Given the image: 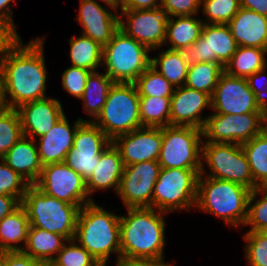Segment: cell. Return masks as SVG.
Wrapping results in <instances>:
<instances>
[{
	"mask_svg": "<svg viewBox=\"0 0 267 266\" xmlns=\"http://www.w3.org/2000/svg\"><path fill=\"white\" fill-rule=\"evenodd\" d=\"M44 39L27 45L19 37L0 59L1 106L16 109L20 105L46 98L47 70L43 55ZM11 100H8V96Z\"/></svg>",
	"mask_w": 267,
	"mask_h": 266,
	"instance_id": "6da1fadb",
	"label": "cell"
},
{
	"mask_svg": "<svg viewBox=\"0 0 267 266\" xmlns=\"http://www.w3.org/2000/svg\"><path fill=\"white\" fill-rule=\"evenodd\" d=\"M120 216L121 256L163 260L165 221L151 207L127 208Z\"/></svg>",
	"mask_w": 267,
	"mask_h": 266,
	"instance_id": "7a4b0ae2",
	"label": "cell"
},
{
	"mask_svg": "<svg viewBox=\"0 0 267 266\" xmlns=\"http://www.w3.org/2000/svg\"><path fill=\"white\" fill-rule=\"evenodd\" d=\"M74 239L98 263H107L110 253L121 256L120 216L107 212L94 201L86 204L78 212Z\"/></svg>",
	"mask_w": 267,
	"mask_h": 266,
	"instance_id": "3957f363",
	"label": "cell"
},
{
	"mask_svg": "<svg viewBox=\"0 0 267 266\" xmlns=\"http://www.w3.org/2000/svg\"><path fill=\"white\" fill-rule=\"evenodd\" d=\"M204 167L197 180L196 207L222 218L228 225L239 227L247 219L251 189L227 180L204 176Z\"/></svg>",
	"mask_w": 267,
	"mask_h": 266,
	"instance_id": "277c9868",
	"label": "cell"
},
{
	"mask_svg": "<svg viewBox=\"0 0 267 266\" xmlns=\"http://www.w3.org/2000/svg\"><path fill=\"white\" fill-rule=\"evenodd\" d=\"M21 205L25 208L30 227H36L74 239L80 208L77 205L58 200L44 194L34 184L23 196Z\"/></svg>",
	"mask_w": 267,
	"mask_h": 266,
	"instance_id": "5b68a950",
	"label": "cell"
},
{
	"mask_svg": "<svg viewBox=\"0 0 267 266\" xmlns=\"http://www.w3.org/2000/svg\"><path fill=\"white\" fill-rule=\"evenodd\" d=\"M139 98L134 83L114 82L101 113L93 122L111 141L119 135L143 127L139 114Z\"/></svg>",
	"mask_w": 267,
	"mask_h": 266,
	"instance_id": "8992f818",
	"label": "cell"
},
{
	"mask_svg": "<svg viewBox=\"0 0 267 266\" xmlns=\"http://www.w3.org/2000/svg\"><path fill=\"white\" fill-rule=\"evenodd\" d=\"M149 51L147 46L118 29L103 47L102 63L106 65V74L114 82L134 83L151 65Z\"/></svg>",
	"mask_w": 267,
	"mask_h": 266,
	"instance_id": "52a82bcc",
	"label": "cell"
},
{
	"mask_svg": "<svg viewBox=\"0 0 267 266\" xmlns=\"http://www.w3.org/2000/svg\"><path fill=\"white\" fill-rule=\"evenodd\" d=\"M201 171L161 168L153 188L152 208L167 214L173 210L189 209L196 205L197 180Z\"/></svg>",
	"mask_w": 267,
	"mask_h": 266,
	"instance_id": "ba28073f",
	"label": "cell"
},
{
	"mask_svg": "<svg viewBox=\"0 0 267 266\" xmlns=\"http://www.w3.org/2000/svg\"><path fill=\"white\" fill-rule=\"evenodd\" d=\"M201 136L202 130L192 126L162 127L161 168L202 170Z\"/></svg>",
	"mask_w": 267,
	"mask_h": 266,
	"instance_id": "9c48e42d",
	"label": "cell"
},
{
	"mask_svg": "<svg viewBox=\"0 0 267 266\" xmlns=\"http://www.w3.org/2000/svg\"><path fill=\"white\" fill-rule=\"evenodd\" d=\"M202 156L210 168L207 177L235 182L251 190L258 188L241 144L204 142Z\"/></svg>",
	"mask_w": 267,
	"mask_h": 266,
	"instance_id": "30bf717a",
	"label": "cell"
},
{
	"mask_svg": "<svg viewBox=\"0 0 267 266\" xmlns=\"http://www.w3.org/2000/svg\"><path fill=\"white\" fill-rule=\"evenodd\" d=\"M212 114L202 129L206 142L242 144L267 127V113Z\"/></svg>",
	"mask_w": 267,
	"mask_h": 266,
	"instance_id": "8fae6325",
	"label": "cell"
},
{
	"mask_svg": "<svg viewBox=\"0 0 267 266\" xmlns=\"http://www.w3.org/2000/svg\"><path fill=\"white\" fill-rule=\"evenodd\" d=\"M111 142L93 121H83L77 127L73 147L64 162L87 181L99 163L100 154Z\"/></svg>",
	"mask_w": 267,
	"mask_h": 266,
	"instance_id": "7c38bea8",
	"label": "cell"
},
{
	"mask_svg": "<svg viewBox=\"0 0 267 266\" xmlns=\"http://www.w3.org/2000/svg\"><path fill=\"white\" fill-rule=\"evenodd\" d=\"M34 185L44 194L79 208L93 202L88 198L86 181L65 162L44 165Z\"/></svg>",
	"mask_w": 267,
	"mask_h": 266,
	"instance_id": "4fadbf2b",
	"label": "cell"
},
{
	"mask_svg": "<svg viewBox=\"0 0 267 266\" xmlns=\"http://www.w3.org/2000/svg\"><path fill=\"white\" fill-rule=\"evenodd\" d=\"M237 47L227 24L205 23L198 40L184 48L182 52L189 65L211 62L225 66L236 52Z\"/></svg>",
	"mask_w": 267,
	"mask_h": 266,
	"instance_id": "5bb4252c",
	"label": "cell"
},
{
	"mask_svg": "<svg viewBox=\"0 0 267 266\" xmlns=\"http://www.w3.org/2000/svg\"><path fill=\"white\" fill-rule=\"evenodd\" d=\"M210 108L218 114L267 113L249 88L246 78L233 77L225 72L211 96Z\"/></svg>",
	"mask_w": 267,
	"mask_h": 266,
	"instance_id": "9a60e30c",
	"label": "cell"
},
{
	"mask_svg": "<svg viewBox=\"0 0 267 266\" xmlns=\"http://www.w3.org/2000/svg\"><path fill=\"white\" fill-rule=\"evenodd\" d=\"M160 170L158 161H144L124 166L117 193L127 208H152L153 188Z\"/></svg>",
	"mask_w": 267,
	"mask_h": 266,
	"instance_id": "2e32d148",
	"label": "cell"
},
{
	"mask_svg": "<svg viewBox=\"0 0 267 266\" xmlns=\"http://www.w3.org/2000/svg\"><path fill=\"white\" fill-rule=\"evenodd\" d=\"M127 22L119 19V29L150 50L165 44L168 15L159 8L122 10ZM126 23V24H125Z\"/></svg>",
	"mask_w": 267,
	"mask_h": 266,
	"instance_id": "e0dca14e",
	"label": "cell"
},
{
	"mask_svg": "<svg viewBox=\"0 0 267 266\" xmlns=\"http://www.w3.org/2000/svg\"><path fill=\"white\" fill-rule=\"evenodd\" d=\"M112 143L124 166L144 161H158L162 145V127L143 126L117 136Z\"/></svg>",
	"mask_w": 267,
	"mask_h": 266,
	"instance_id": "ac0fdd59",
	"label": "cell"
},
{
	"mask_svg": "<svg viewBox=\"0 0 267 266\" xmlns=\"http://www.w3.org/2000/svg\"><path fill=\"white\" fill-rule=\"evenodd\" d=\"M16 110L20 117L22 134L34 140L49 132L64 115L61 103L47 97L24 103Z\"/></svg>",
	"mask_w": 267,
	"mask_h": 266,
	"instance_id": "d6986e66",
	"label": "cell"
},
{
	"mask_svg": "<svg viewBox=\"0 0 267 266\" xmlns=\"http://www.w3.org/2000/svg\"><path fill=\"white\" fill-rule=\"evenodd\" d=\"M211 107V96L187 86L174 89L171 97L170 126H192L203 129L206 118L200 113Z\"/></svg>",
	"mask_w": 267,
	"mask_h": 266,
	"instance_id": "ffe728a7",
	"label": "cell"
},
{
	"mask_svg": "<svg viewBox=\"0 0 267 266\" xmlns=\"http://www.w3.org/2000/svg\"><path fill=\"white\" fill-rule=\"evenodd\" d=\"M120 17L102 7L96 0H81L77 20L83 26L82 34L104 47L119 29Z\"/></svg>",
	"mask_w": 267,
	"mask_h": 266,
	"instance_id": "44dd1931",
	"label": "cell"
},
{
	"mask_svg": "<svg viewBox=\"0 0 267 266\" xmlns=\"http://www.w3.org/2000/svg\"><path fill=\"white\" fill-rule=\"evenodd\" d=\"M85 120L79 118L71 130L65 114L46 134L40 137L38 154L42 165L64 162L73 147L77 127Z\"/></svg>",
	"mask_w": 267,
	"mask_h": 266,
	"instance_id": "7402d4cb",
	"label": "cell"
},
{
	"mask_svg": "<svg viewBox=\"0 0 267 266\" xmlns=\"http://www.w3.org/2000/svg\"><path fill=\"white\" fill-rule=\"evenodd\" d=\"M238 46L267 49V17L240 7L227 24Z\"/></svg>",
	"mask_w": 267,
	"mask_h": 266,
	"instance_id": "603a6c76",
	"label": "cell"
},
{
	"mask_svg": "<svg viewBox=\"0 0 267 266\" xmlns=\"http://www.w3.org/2000/svg\"><path fill=\"white\" fill-rule=\"evenodd\" d=\"M34 143L38 142L32 138L29 141L27 136L23 135L2 158L12 170L19 173L31 185L38 181L43 168Z\"/></svg>",
	"mask_w": 267,
	"mask_h": 266,
	"instance_id": "cb8c5ba5",
	"label": "cell"
},
{
	"mask_svg": "<svg viewBox=\"0 0 267 266\" xmlns=\"http://www.w3.org/2000/svg\"><path fill=\"white\" fill-rule=\"evenodd\" d=\"M124 164L118 149L111 142L100 154L97 167L90 178L86 181L88 195L96 189L116 188L118 192L120 181L123 175Z\"/></svg>",
	"mask_w": 267,
	"mask_h": 266,
	"instance_id": "d4e9b609",
	"label": "cell"
},
{
	"mask_svg": "<svg viewBox=\"0 0 267 266\" xmlns=\"http://www.w3.org/2000/svg\"><path fill=\"white\" fill-rule=\"evenodd\" d=\"M68 240L57 233L49 232L36 227H29L27 240L22 252L36 260L50 262L54 260L53 254L59 253L63 248L64 242Z\"/></svg>",
	"mask_w": 267,
	"mask_h": 266,
	"instance_id": "484cf974",
	"label": "cell"
},
{
	"mask_svg": "<svg viewBox=\"0 0 267 266\" xmlns=\"http://www.w3.org/2000/svg\"><path fill=\"white\" fill-rule=\"evenodd\" d=\"M29 227L28 215L22 205L6 215L0 221V251H22L23 248L17 243L24 242L25 246Z\"/></svg>",
	"mask_w": 267,
	"mask_h": 266,
	"instance_id": "4316f807",
	"label": "cell"
},
{
	"mask_svg": "<svg viewBox=\"0 0 267 266\" xmlns=\"http://www.w3.org/2000/svg\"><path fill=\"white\" fill-rule=\"evenodd\" d=\"M206 21H201L192 16L169 17L167 22L165 43L169 41L172 50H183L194 44L201 36Z\"/></svg>",
	"mask_w": 267,
	"mask_h": 266,
	"instance_id": "83f0119b",
	"label": "cell"
},
{
	"mask_svg": "<svg viewBox=\"0 0 267 266\" xmlns=\"http://www.w3.org/2000/svg\"><path fill=\"white\" fill-rule=\"evenodd\" d=\"M265 53L267 49L238 46L232 58L224 66V72L233 77L247 79L258 70L266 68Z\"/></svg>",
	"mask_w": 267,
	"mask_h": 266,
	"instance_id": "f1b7e54d",
	"label": "cell"
},
{
	"mask_svg": "<svg viewBox=\"0 0 267 266\" xmlns=\"http://www.w3.org/2000/svg\"><path fill=\"white\" fill-rule=\"evenodd\" d=\"M241 146L250 165L254 183L258 187H267V127Z\"/></svg>",
	"mask_w": 267,
	"mask_h": 266,
	"instance_id": "f546056e",
	"label": "cell"
},
{
	"mask_svg": "<svg viewBox=\"0 0 267 266\" xmlns=\"http://www.w3.org/2000/svg\"><path fill=\"white\" fill-rule=\"evenodd\" d=\"M113 84L114 81L106 73L99 74L96 71H92L88 75L81 100L84 101V110L93 117L89 121H94L101 113Z\"/></svg>",
	"mask_w": 267,
	"mask_h": 266,
	"instance_id": "4dcf8cb0",
	"label": "cell"
},
{
	"mask_svg": "<svg viewBox=\"0 0 267 266\" xmlns=\"http://www.w3.org/2000/svg\"><path fill=\"white\" fill-rule=\"evenodd\" d=\"M151 66L172 84V86H184L189 64L186 62L182 50L167 49L160 53L158 58H151ZM158 66L160 70H158Z\"/></svg>",
	"mask_w": 267,
	"mask_h": 266,
	"instance_id": "1f68e13d",
	"label": "cell"
},
{
	"mask_svg": "<svg viewBox=\"0 0 267 266\" xmlns=\"http://www.w3.org/2000/svg\"><path fill=\"white\" fill-rule=\"evenodd\" d=\"M69 42L72 66L96 71L102 63L103 47L83 34L77 38H70Z\"/></svg>",
	"mask_w": 267,
	"mask_h": 266,
	"instance_id": "d6a6232c",
	"label": "cell"
},
{
	"mask_svg": "<svg viewBox=\"0 0 267 266\" xmlns=\"http://www.w3.org/2000/svg\"><path fill=\"white\" fill-rule=\"evenodd\" d=\"M224 66L219 63L200 62L190 64L184 86L212 96Z\"/></svg>",
	"mask_w": 267,
	"mask_h": 266,
	"instance_id": "836d02e7",
	"label": "cell"
},
{
	"mask_svg": "<svg viewBox=\"0 0 267 266\" xmlns=\"http://www.w3.org/2000/svg\"><path fill=\"white\" fill-rule=\"evenodd\" d=\"M171 98L140 97L139 114L142 126H170Z\"/></svg>",
	"mask_w": 267,
	"mask_h": 266,
	"instance_id": "e575fe53",
	"label": "cell"
},
{
	"mask_svg": "<svg viewBox=\"0 0 267 266\" xmlns=\"http://www.w3.org/2000/svg\"><path fill=\"white\" fill-rule=\"evenodd\" d=\"M134 84L139 97L171 98L174 92V86L151 65L136 79Z\"/></svg>",
	"mask_w": 267,
	"mask_h": 266,
	"instance_id": "d590c367",
	"label": "cell"
},
{
	"mask_svg": "<svg viewBox=\"0 0 267 266\" xmlns=\"http://www.w3.org/2000/svg\"><path fill=\"white\" fill-rule=\"evenodd\" d=\"M22 136L18 111L0 106V159Z\"/></svg>",
	"mask_w": 267,
	"mask_h": 266,
	"instance_id": "8d00e7d4",
	"label": "cell"
},
{
	"mask_svg": "<svg viewBox=\"0 0 267 266\" xmlns=\"http://www.w3.org/2000/svg\"><path fill=\"white\" fill-rule=\"evenodd\" d=\"M208 24H228L240 9L239 0H201Z\"/></svg>",
	"mask_w": 267,
	"mask_h": 266,
	"instance_id": "74e56055",
	"label": "cell"
},
{
	"mask_svg": "<svg viewBox=\"0 0 267 266\" xmlns=\"http://www.w3.org/2000/svg\"><path fill=\"white\" fill-rule=\"evenodd\" d=\"M31 184L0 159V195L14 196L22 202Z\"/></svg>",
	"mask_w": 267,
	"mask_h": 266,
	"instance_id": "f35d334b",
	"label": "cell"
},
{
	"mask_svg": "<svg viewBox=\"0 0 267 266\" xmlns=\"http://www.w3.org/2000/svg\"><path fill=\"white\" fill-rule=\"evenodd\" d=\"M75 241L77 242L75 239L69 240V246L64 244L53 261L59 266H96L98 262L94 257Z\"/></svg>",
	"mask_w": 267,
	"mask_h": 266,
	"instance_id": "ab89813d",
	"label": "cell"
},
{
	"mask_svg": "<svg viewBox=\"0 0 267 266\" xmlns=\"http://www.w3.org/2000/svg\"><path fill=\"white\" fill-rule=\"evenodd\" d=\"M263 198L258 199L253 205L256 196L261 193ZM244 225H251L252 228L247 232H258L267 226V187H258L251 191L248 200L247 219Z\"/></svg>",
	"mask_w": 267,
	"mask_h": 266,
	"instance_id": "60d3db41",
	"label": "cell"
},
{
	"mask_svg": "<svg viewBox=\"0 0 267 266\" xmlns=\"http://www.w3.org/2000/svg\"><path fill=\"white\" fill-rule=\"evenodd\" d=\"M246 258L250 266H267V238L258 232H247L244 235Z\"/></svg>",
	"mask_w": 267,
	"mask_h": 266,
	"instance_id": "b9f144b4",
	"label": "cell"
},
{
	"mask_svg": "<svg viewBox=\"0 0 267 266\" xmlns=\"http://www.w3.org/2000/svg\"><path fill=\"white\" fill-rule=\"evenodd\" d=\"M91 71L84 68L70 66L62 74L63 88L71 95L81 99L84 93L86 80Z\"/></svg>",
	"mask_w": 267,
	"mask_h": 266,
	"instance_id": "7bdbcfd3",
	"label": "cell"
},
{
	"mask_svg": "<svg viewBox=\"0 0 267 266\" xmlns=\"http://www.w3.org/2000/svg\"><path fill=\"white\" fill-rule=\"evenodd\" d=\"M201 0H161L160 7L168 17L196 16Z\"/></svg>",
	"mask_w": 267,
	"mask_h": 266,
	"instance_id": "ee69618b",
	"label": "cell"
},
{
	"mask_svg": "<svg viewBox=\"0 0 267 266\" xmlns=\"http://www.w3.org/2000/svg\"><path fill=\"white\" fill-rule=\"evenodd\" d=\"M6 266H46V262L36 260L22 251L6 252Z\"/></svg>",
	"mask_w": 267,
	"mask_h": 266,
	"instance_id": "f6af8a7d",
	"label": "cell"
},
{
	"mask_svg": "<svg viewBox=\"0 0 267 266\" xmlns=\"http://www.w3.org/2000/svg\"><path fill=\"white\" fill-rule=\"evenodd\" d=\"M266 68H263L261 70H258L257 72L253 73L247 78L249 88L251 91L255 94L256 99L260 102V104L267 109V102H266V94H267V79L266 82L261 84L262 87L261 90L257 87V80L259 78H262L263 72ZM267 77V75H266Z\"/></svg>",
	"mask_w": 267,
	"mask_h": 266,
	"instance_id": "bcb514c9",
	"label": "cell"
},
{
	"mask_svg": "<svg viewBox=\"0 0 267 266\" xmlns=\"http://www.w3.org/2000/svg\"><path fill=\"white\" fill-rule=\"evenodd\" d=\"M116 266H171L172 264L164 263L163 260L154 258H139L118 256Z\"/></svg>",
	"mask_w": 267,
	"mask_h": 266,
	"instance_id": "7dc6e473",
	"label": "cell"
},
{
	"mask_svg": "<svg viewBox=\"0 0 267 266\" xmlns=\"http://www.w3.org/2000/svg\"><path fill=\"white\" fill-rule=\"evenodd\" d=\"M18 38L19 35H17L9 26L0 22V59Z\"/></svg>",
	"mask_w": 267,
	"mask_h": 266,
	"instance_id": "c3c4849f",
	"label": "cell"
},
{
	"mask_svg": "<svg viewBox=\"0 0 267 266\" xmlns=\"http://www.w3.org/2000/svg\"><path fill=\"white\" fill-rule=\"evenodd\" d=\"M21 205V202L14 196L0 195V221L11 214Z\"/></svg>",
	"mask_w": 267,
	"mask_h": 266,
	"instance_id": "681fc988",
	"label": "cell"
},
{
	"mask_svg": "<svg viewBox=\"0 0 267 266\" xmlns=\"http://www.w3.org/2000/svg\"><path fill=\"white\" fill-rule=\"evenodd\" d=\"M161 2V0H159ZM157 0H129L121 10H141L159 8Z\"/></svg>",
	"mask_w": 267,
	"mask_h": 266,
	"instance_id": "f907efd6",
	"label": "cell"
},
{
	"mask_svg": "<svg viewBox=\"0 0 267 266\" xmlns=\"http://www.w3.org/2000/svg\"><path fill=\"white\" fill-rule=\"evenodd\" d=\"M240 7L267 17V0H239Z\"/></svg>",
	"mask_w": 267,
	"mask_h": 266,
	"instance_id": "816d5d0a",
	"label": "cell"
},
{
	"mask_svg": "<svg viewBox=\"0 0 267 266\" xmlns=\"http://www.w3.org/2000/svg\"><path fill=\"white\" fill-rule=\"evenodd\" d=\"M11 1L14 0H0V22L9 26L18 35L12 20L11 7L9 6Z\"/></svg>",
	"mask_w": 267,
	"mask_h": 266,
	"instance_id": "f5cc1de1",
	"label": "cell"
},
{
	"mask_svg": "<svg viewBox=\"0 0 267 266\" xmlns=\"http://www.w3.org/2000/svg\"><path fill=\"white\" fill-rule=\"evenodd\" d=\"M0 266H6V252L0 251Z\"/></svg>",
	"mask_w": 267,
	"mask_h": 266,
	"instance_id": "db71d44e",
	"label": "cell"
},
{
	"mask_svg": "<svg viewBox=\"0 0 267 266\" xmlns=\"http://www.w3.org/2000/svg\"><path fill=\"white\" fill-rule=\"evenodd\" d=\"M103 2L107 3L113 10H116V0H102Z\"/></svg>",
	"mask_w": 267,
	"mask_h": 266,
	"instance_id": "11a10c76",
	"label": "cell"
},
{
	"mask_svg": "<svg viewBox=\"0 0 267 266\" xmlns=\"http://www.w3.org/2000/svg\"><path fill=\"white\" fill-rule=\"evenodd\" d=\"M128 1L129 0H116V10H118L119 5L122 8Z\"/></svg>",
	"mask_w": 267,
	"mask_h": 266,
	"instance_id": "9f6ffc18",
	"label": "cell"
},
{
	"mask_svg": "<svg viewBox=\"0 0 267 266\" xmlns=\"http://www.w3.org/2000/svg\"><path fill=\"white\" fill-rule=\"evenodd\" d=\"M258 233L263 236L264 238H267V226H265L264 228H261Z\"/></svg>",
	"mask_w": 267,
	"mask_h": 266,
	"instance_id": "6f0895ef",
	"label": "cell"
},
{
	"mask_svg": "<svg viewBox=\"0 0 267 266\" xmlns=\"http://www.w3.org/2000/svg\"><path fill=\"white\" fill-rule=\"evenodd\" d=\"M46 266H59L54 261L46 262Z\"/></svg>",
	"mask_w": 267,
	"mask_h": 266,
	"instance_id": "680465c9",
	"label": "cell"
},
{
	"mask_svg": "<svg viewBox=\"0 0 267 266\" xmlns=\"http://www.w3.org/2000/svg\"><path fill=\"white\" fill-rule=\"evenodd\" d=\"M96 266H106V263H98Z\"/></svg>",
	"mask_w": 267,
	"mask_h": 266,
	"instance_id": "91938a15",
	"label": "cell"
}]
</instances>
